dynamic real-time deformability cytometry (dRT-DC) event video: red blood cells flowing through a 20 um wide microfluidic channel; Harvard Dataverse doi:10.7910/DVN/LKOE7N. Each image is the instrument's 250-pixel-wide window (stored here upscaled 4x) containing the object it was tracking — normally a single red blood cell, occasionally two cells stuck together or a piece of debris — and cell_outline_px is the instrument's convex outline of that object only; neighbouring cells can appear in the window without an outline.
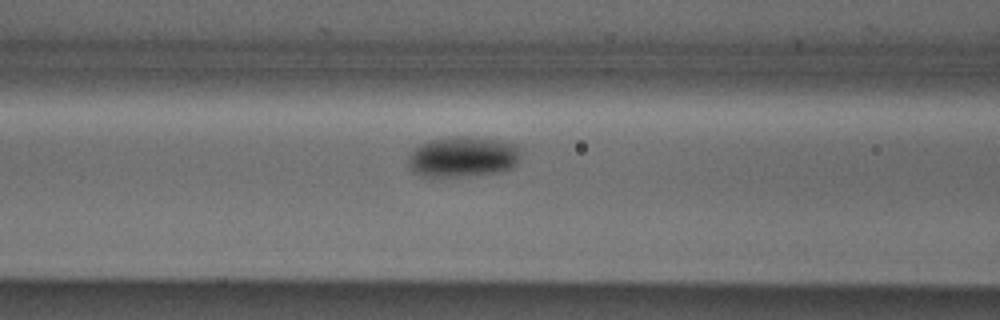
{"species": "Egyptian fruit bat (a non-hibernating species)", "species_latin": "Rousettus aegyptiacus", "temperature_condition": "cold", "stored_images_in_passage": 14, "camera_frame_rate_fps": 3000, "um_per_image_px": 0.085, "animal": {"sex": "male"}, "frame": {"image": 1, "passage_image": 12, "time_ms": 3.667, "image_size_px": [1000, 320], "cell_outline_px": [[520, 156], [516, 164], [512, 168], [504, 172], [468, 176], [420, 176], [412, 172], [408, 164], [408, 156], [420, 144], [428, 140], [448, 136], [468, 136], [496, 140], [520, 144]], "centroid_in_image_um": [39.37, 13.32], "position_along_channel_um": 127.2, "area_um2": 27.11}}